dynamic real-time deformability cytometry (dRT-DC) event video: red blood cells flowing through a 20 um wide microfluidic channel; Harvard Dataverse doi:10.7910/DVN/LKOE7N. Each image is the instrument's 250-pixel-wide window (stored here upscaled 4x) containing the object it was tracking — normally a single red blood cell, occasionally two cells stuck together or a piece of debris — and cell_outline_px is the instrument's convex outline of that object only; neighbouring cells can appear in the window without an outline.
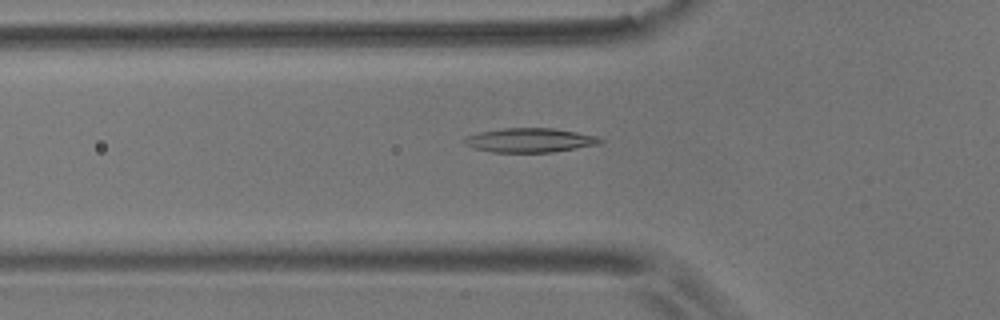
{"species": "common noctule bat (a hibernating species)", "species_latin": "Nyctalus noctula", "temperature_condition": "room temperature", "stored_images_in_passage": 42, "camera_frame_rate_fps": 3000, "um_per_image_px": 0.085, "animal": {"sex": "male", "body_mass_g": 17.9}, "frame": {"image": 1, "passage_image": 7, "time_ms": 2.0, "image_size_px": [1000, 320], "cell_outline_px": [[604, 140], [600, 144], [552, 152], [492, 152], [472, 148], [464, 144], [464, 140], [468, 136], [480, 132], [504, 128], [552, 128], [600, 136]], "centroid_in_image_um": [45.07, 11.92], "position_along_channel_um": 80.7, "area_um2": 19.13}}
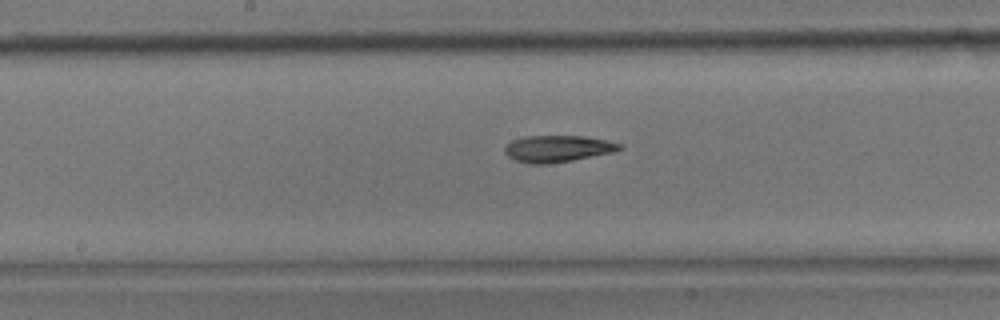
{"frame": {"image": 2, "passage_image": 17, "time_ms": 5.333, "image_size_px": [1000, 320], "cell_outline_px": [[624, 148], [612, 152], [572, 160], [548, 164], [528, 164], [516, 160], [508, 156], [504, 152], [504, 148], [512, 140], [524, 136], [584, 136], [624, 144]], "centroid_in_image_um": [47.39, 12.64], "position_along_channel_um": 200.8, "area_um2": 17.8}}
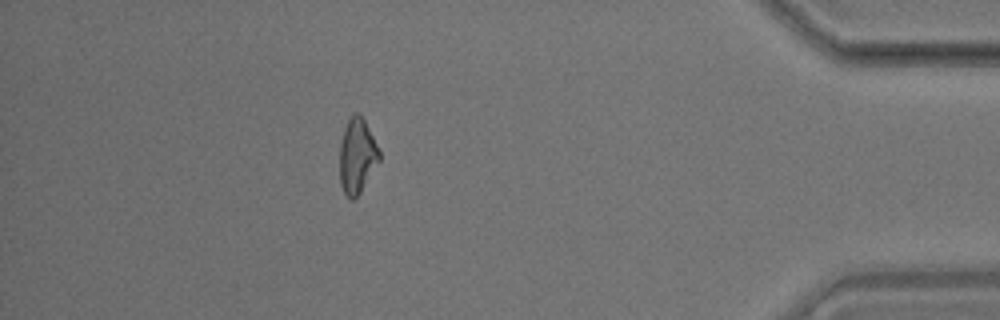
{"frame": {"image": 3, "passage_image": 38, "time_ms": 12.333, "image_size_px": [1000, 320], "cell_outline_px": [[380, 160], [360, 192], [352, 200], [344, 192], [340, 184], [340, 144], [344, 128], [348, 120], [356, 112], [360, 112], [380, 152]], "centroid_in_image_um": [30.34, 13.24], "position_along_channel_um": 404.9, "area_um2": 16.99}, "authors_computed_cell_mechanics": {"area_um2": 17.6579, "velocity_mm_per_s": 3.5759, "shape_relaxation_time_tau1_ms": null, "shape_relaxation_time_tau2_ms": 10.9218, "deformation_change_tau1": null, "deformation_change_tau2": 0.2137}}